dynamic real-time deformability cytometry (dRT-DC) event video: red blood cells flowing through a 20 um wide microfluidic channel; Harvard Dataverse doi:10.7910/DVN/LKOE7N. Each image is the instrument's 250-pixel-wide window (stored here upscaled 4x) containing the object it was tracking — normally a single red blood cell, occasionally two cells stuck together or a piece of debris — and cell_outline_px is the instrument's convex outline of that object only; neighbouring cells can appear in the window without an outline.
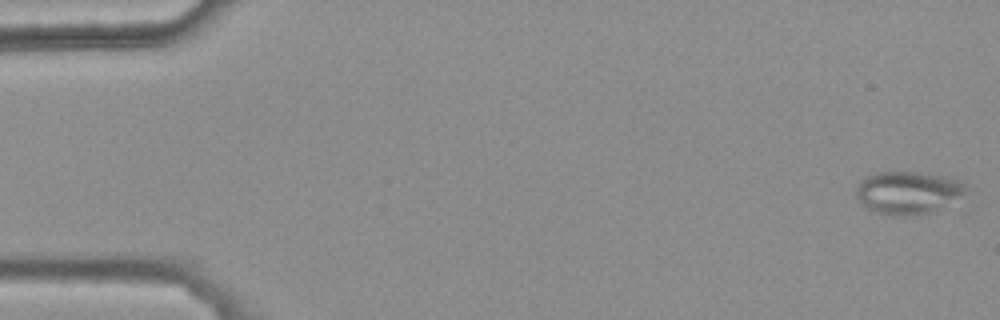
{"species": "common noctule bat (a hibernating species)", "species_latin": "Nyctalus noctula", "temperature_condition": "warm", "stored_images_in_passage": 47, "camera_frame_rate_fps": 3000, "um_per_image_px": 0.085, "animal": {"sex": "female", "body_mass_g": 25.1}, "frame": {"image": 1, "passage_image": 1, "time_ms": 0.0, "image_size_px": [1000, 320], "cell_outline_px": [[968, 188], [964, 192], [936, 208], [920, 216], [904, 216], [876, 212], [860, 204], [856, 196], [856, 188], [868, 176], [880, 172], [916, 172], [944, 176], [960, 180], [968, 184]], "centroid_in_image_um": [77.14, 16.36], "position_along_channel_um": 7.9, "area_um2": 26.65}}
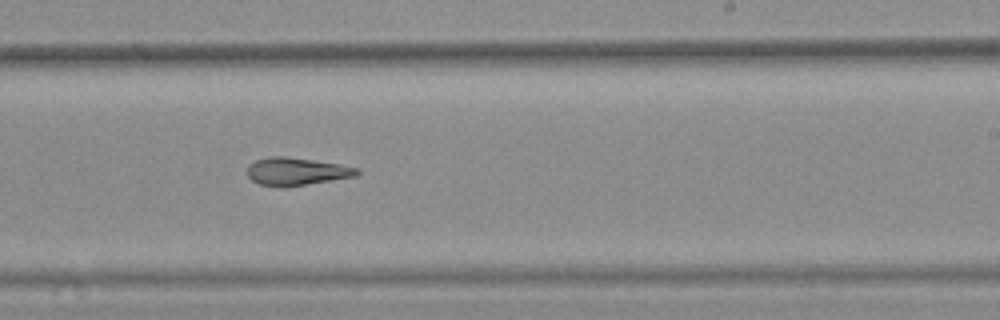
{"frame": {"image": 2, "passage_image": 33, "time_ms": 10.667, "image_size_px": [1000, 320], "cell_outline_px": [[360, 172], [356, 176], [284, 188], [280, 188], [260, 184], [252, 180], [248, 176], [248, 168], [256, 160], [268, 156], [284, 156], [340, 164], [356, 168]], "centroid_in_image_um": [25.19, 14.59], "position_along_channel_um": 263.8, "area_um2": 17.63}}
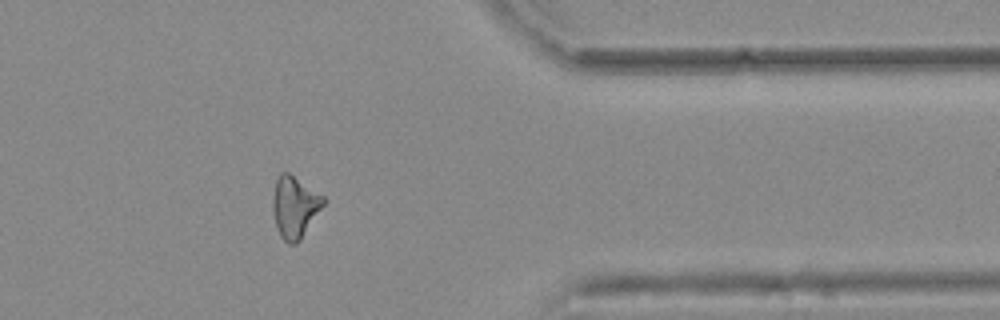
{"frame": {"image": 3, "passage_image": 44, "time_ms": 14.333, "image_size_px": [1000, 320], "cell_outline_px": [[324, 204], [300, 240], [296, 244], [288, 244], [280, 236], [276, 228], [272, 208], [272, 200], [276, 180], [280, 172], [288, 172], [324, 196]], "centroid_in_image_um": [25.02, 17.6], "position_along_channel_um": 386.4, "area_um2": 18.09}, "authors_computed_cell_mechanics": {"area_um2": 18.496, "velocity_mm_per_s": 3.7682, "shape_relaxation_time_tau1_ms": null, "shape_relaxation_time_tau2_ms": 4.1146, "deformation_change_tau1": null, "deformation_change_tau2": 0.1219}}